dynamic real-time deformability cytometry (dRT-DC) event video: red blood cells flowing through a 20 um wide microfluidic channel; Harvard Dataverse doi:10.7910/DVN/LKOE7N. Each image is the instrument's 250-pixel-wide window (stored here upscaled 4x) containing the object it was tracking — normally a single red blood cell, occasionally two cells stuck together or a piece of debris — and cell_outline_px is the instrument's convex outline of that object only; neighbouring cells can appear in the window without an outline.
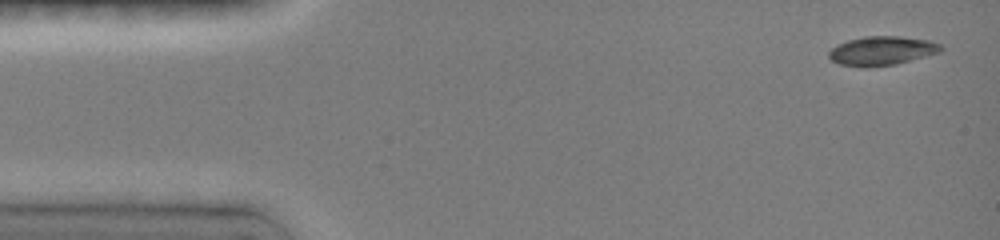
{"species": "common noctule bat (a hibernating species)", "species_latin": "Nyctalus noctula", "temperature_condition": "room temperature", "stored_images_in_passage": 46, "camera_frame_rate_fps": 3000, "um_per_image_px": 0.085, "animal": {"sex": "female", "body_mass_g": 19.0, "forearm_length_mm": 51.5}, "frame": {"image": 1, "passage_image": 1, "time_ms": 0.0, "image_size_px": [1000, 240], "cell_outline_px": [[944, 48], [940, 52], [896, 64], [868, 68], [860, 68], [840, 64], [832, 60], [828, 56], [828, 52], [836, 44], [848, 40], [864, 36], [900, 36], [928, 40], [940, 44]], "centroid_in_image_um": [74.93, 4.32], "position_along_channel_um": 10.1, "area_um2": 19.13}}
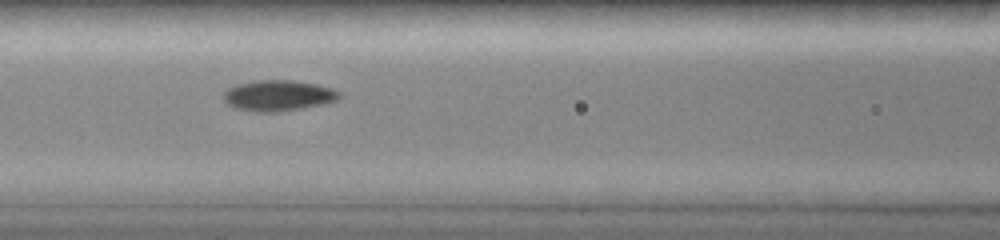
{"frame": {"image": 2, "passage_image": 14, "time_ms": 6.0, "image_size_px": [1000, 240], "cell_outline_px": [[340, 96], [336, 100], [320, 104], [280, 112], [256, 112], [236, 108], [228, 104], [224, 100], [224, 92], [240, 84], [256, 80], [292, 80], [316, 84], [340, 92]], "centroid_in_image_um": [23.64, 8.13], "position_along_channel_um": 143.0, "area_um2": 20.29}}
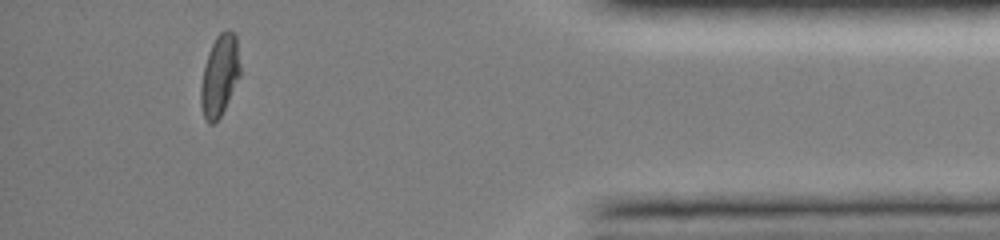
{"frame": {"image": 3, "passage_image": 43, "time_ms": 13.667, "image_size_px": [1000, 240], "cell_outline_px": [[240, 76], [220, 116], [212, 124], [208, 124], [204, 120], [200, 104], [200, 88], [204, 68], [208, 52], [216, 36], [220, 32], [228, 28], [236, 36], [240, 68]], "centroid_in_image_um": [18.65, 6.42], "position_along_channel_um": 416.5, "area_um2": 18.55}, "authors_computed_cell_mechanics": {"area_um2": 19.0451, "velocity_mm_per_s": 4.006, "shape_relaxation_time_tau1_ms": 4.9717, "shape_relaxation_time_tau2_ms": 2.5308, "deformation_change_tau1": 0.1577, "deformation_change_tau2": 0.0365}}